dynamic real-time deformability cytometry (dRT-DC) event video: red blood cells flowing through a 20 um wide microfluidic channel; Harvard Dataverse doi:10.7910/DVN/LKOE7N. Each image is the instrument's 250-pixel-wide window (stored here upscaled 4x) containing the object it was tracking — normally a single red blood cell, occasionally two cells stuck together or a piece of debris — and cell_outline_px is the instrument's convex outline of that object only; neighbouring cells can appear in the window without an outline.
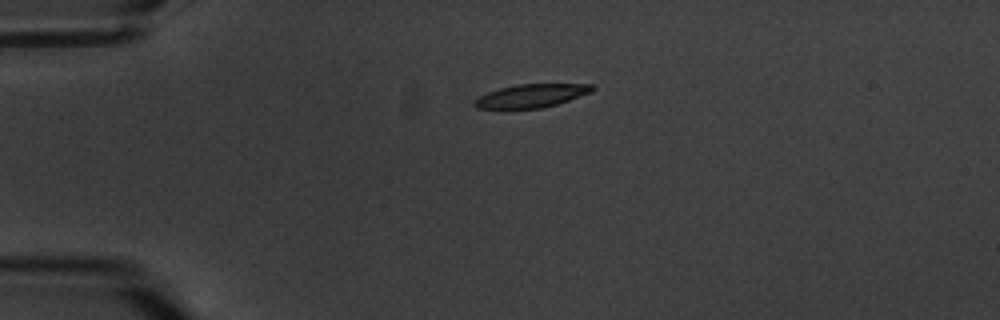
{"species": "common noctule bat (a hibernating species)", "species_latin": "Nyctalus noctula", "temperature_condition": "warm", "stored_images_in_passage": 2, "camera_frame_rate_fps": 3000, "um_per_image_px": 0.085, "animal": {"sex": "male", "body_mass_g": 20.1, "forearm_length_mm": 53.5}, "frame": {"image": 1, "passage_image": 1, "time_ms": 0.0, "image_size_px": [1000, 320], "cell_outline_px": [[596, 88], [592, 92], [556, 104], [540, 108], [476, 108], [472, 104], [480, 96], [488, 92], [500, 88], [516, 84], [592, 84]], "centroid_in_image_um": [45.19, 8.13], "position_along_channel_um": 39.8, "area_um2": 15.78}}